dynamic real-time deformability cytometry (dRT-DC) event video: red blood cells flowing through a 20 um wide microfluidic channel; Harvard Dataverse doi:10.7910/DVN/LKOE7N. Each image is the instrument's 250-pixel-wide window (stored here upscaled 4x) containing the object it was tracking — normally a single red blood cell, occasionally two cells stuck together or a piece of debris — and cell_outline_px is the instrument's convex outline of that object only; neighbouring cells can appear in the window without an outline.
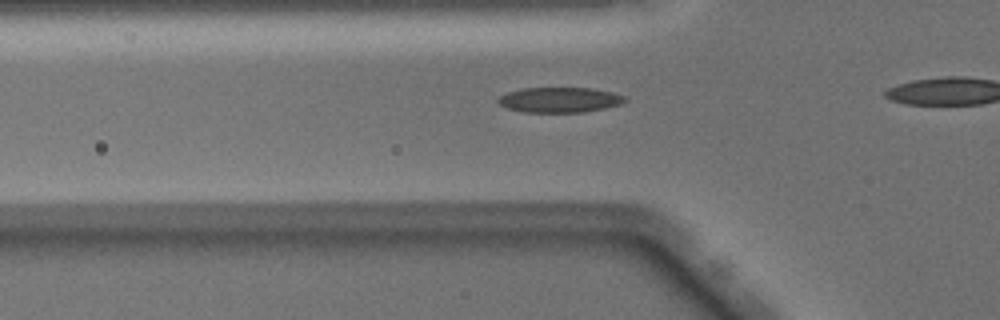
{"species": "Egyptian fruit bat (a non-hibernating species)", "species_latin": "Rousettus aegyptiacus", "temperature_condition": "warm", "stored_images_in_passage": 31, "camera_frame_rate_fps": 3000, "um_per_image_px": 0.085, "animal": {"sex": "male"}, "frame": {"image": 1, "passage_image": 8, "time_ms": 2.333, "image_size_px": [1000, 320], "cell_outline_px": [[628, 100], [620, 104], [604, 108], [584, 112], [524, 112], [508, 108], [500, 104], [496, 100], [500, 96], [508, 92], [524, 88], [592, 88], [612, 92], [624, 96]], "centroid_in_image_um": [47.58, 8.48], "position_along_channel_um": 78.2, "area_um2": 18.5}}
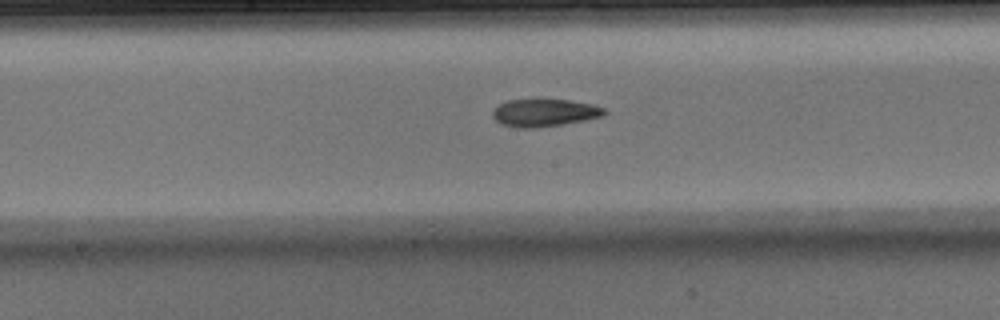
{"frame": {"image": 2, "passage_image": 17, "time_ms": 5.333, "image_size_px": [1000, 320], "cell_outline_px": [[608, 112], [604, 116], [584, 120], [560, 124], [532, 128], [520, 128], [500, 124], [492, 116], [492, 112], [500, 104], [508, 100], [536, 96], [572, 100], [592, 104], [604, 108]], "centroid_in_image_um": [46.27, 9.52], "position_along_channel_um": 201.9, "area_um2": 18.67}}
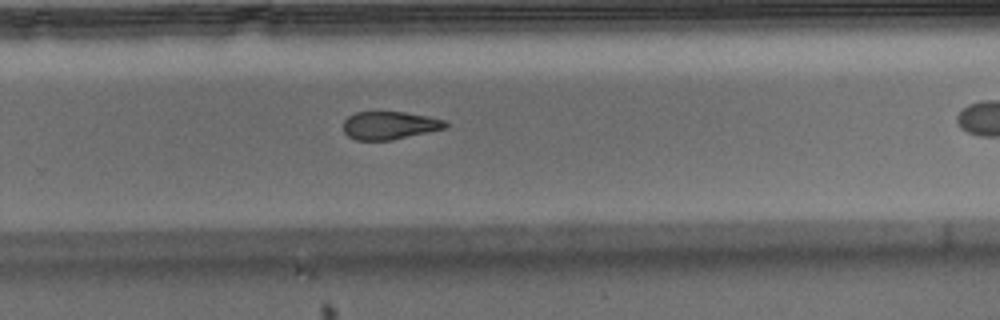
{"frame": {"image": 3, "passage_image": 24, "time_ms": 7.667, "image_size_px": [1000, 320], "cell_outline_px": [[448, 128], [392, 140], [356, 140], [348, 136], [344, 132], [344, 120], [348, 116], [356, 112], [404, 112], [428, 116], [444, 120], [448, 124]], "centroid_in_image_um": [33.13, 10.66], "position_along_channel_um": 296.7, "area_um2": 16.7}}